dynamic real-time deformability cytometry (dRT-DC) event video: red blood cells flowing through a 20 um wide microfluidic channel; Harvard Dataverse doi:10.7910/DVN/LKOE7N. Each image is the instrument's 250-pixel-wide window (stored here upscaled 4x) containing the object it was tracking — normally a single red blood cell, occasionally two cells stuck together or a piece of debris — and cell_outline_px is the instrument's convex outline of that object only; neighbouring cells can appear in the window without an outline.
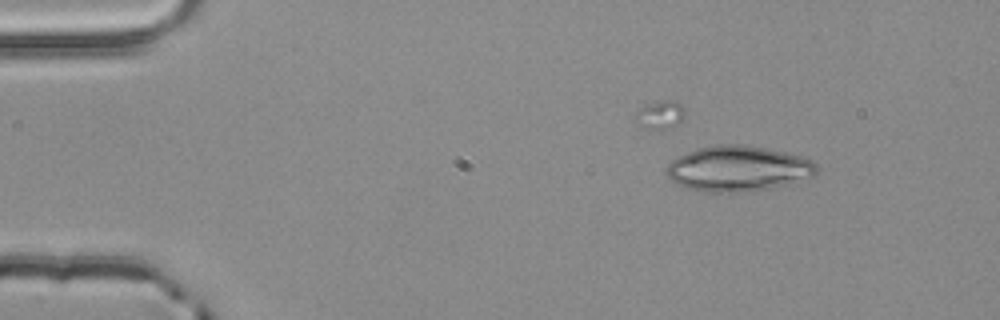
{"species": "common noctule bat (a hibernating species)", "species_latin": "Nyctalus noctula", "temperature_condition": "room temperature", "stored_images_in_passage": 2, "camera_frame_rate_fps": 3000, "um_per_image_px": 0.085, "animal": {"sex": "male", "body_mass_g": 20.4}, "frame": {"image": 1, "passage_image": 1, "time_ms": 0.0, "image_size_px": [1000, 320], "cell_outline_px": [[820, 168], [812, 176], [768, 188], [744, 192], [704, 192], [688, 188], [672, 180], [664, 172], [664, 168], [672, 160], [696, 148], [716, 144], [740, 144], [764, 148], [784, 152], [800, 156], [812, 160]], "centroid_in_image_um": [62.69, 14.32], "position_along_channel_um": 22.3, "area_um2": 39.42}}